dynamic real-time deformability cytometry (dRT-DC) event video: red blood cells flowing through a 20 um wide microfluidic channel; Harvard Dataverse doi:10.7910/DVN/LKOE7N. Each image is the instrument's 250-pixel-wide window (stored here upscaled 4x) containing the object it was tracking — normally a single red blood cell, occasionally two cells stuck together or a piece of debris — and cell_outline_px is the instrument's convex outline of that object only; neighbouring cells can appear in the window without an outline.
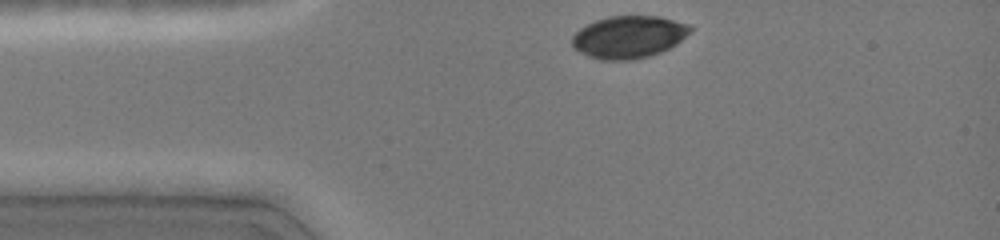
{"species": "common noctule bat (a hibernating species)", "species_latin": "Nyctalus noctula", "temperature_condition": "cold", "stored_images_in_passage": 30, "camera_frame_rate_fps": 3000, "um_per_image_px": 0.085, "animal": {"sex": "female", "body_mass_g": 19.0, "forearm_length_mm": 51.5}, "frame": {"image": 1, "passage_image": 1, "time_ms": 0.0, "image_size_px": [1000, 240], "cell_outline_px": [[692, 32], [676, 44], [660, 52], [648, 56], [632, 60], [600, 60], [588, 56], [572, 48], [572, 36], [580, 28], [596, 20], [608, 16], [660, 16], [688, 24], [692, 28]], "centroid_in_image_um": [53.43, 3.14], "position_along_channel_um": 31.6, "area_um2": 29.25}}
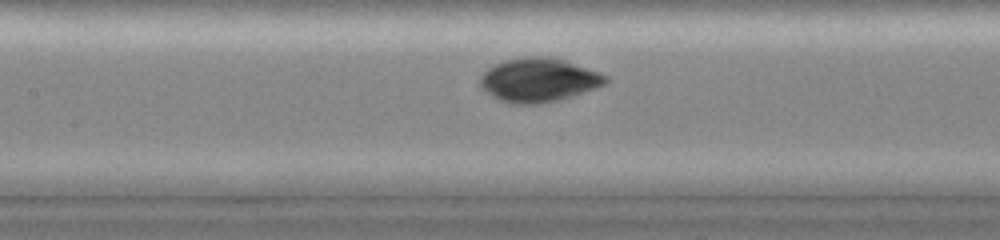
{"frame": {"image": 2, "passage_image": 14, "time_ms": 4.0, "image_size_px": [1000, 240], "cell_outline_px": [[608, 80], [604, 84], [596, 88], [572, 96], [540, 104], [512, 104], [496, 100], [480, 88], [480, 76], [492, 64], [504, 60], [532, 56], [548, 56], [564, 60], [600, 72], [608, 76]], "centroid_in_image_um": [45.74, 6.8], "position_along_channel_um": 161.7, "area_um2": 32.31}}
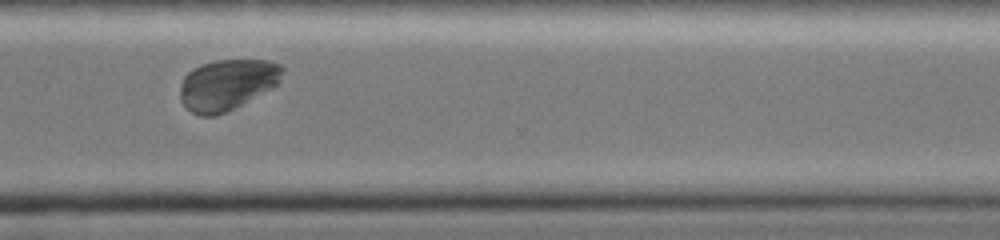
{"frame": {"image": 3, "passage_image": 29, "time_ms": 8.667, "image_size_px": [1000, 240], "cell_outline_px": [[284, 72], [280, 80], [276, 84], [248, 100], [216, 116], [200, 116], [192, 112], [180, 100], [180, 84], [184, 76], [192, 68], [200, 64], [216, 60], [268, 60], [280, 64], [284, 68]], "centroid_in_image_um": [19.27, 7.17], "position_along_channel_um": 351.3, "area_um2": 30.06}}